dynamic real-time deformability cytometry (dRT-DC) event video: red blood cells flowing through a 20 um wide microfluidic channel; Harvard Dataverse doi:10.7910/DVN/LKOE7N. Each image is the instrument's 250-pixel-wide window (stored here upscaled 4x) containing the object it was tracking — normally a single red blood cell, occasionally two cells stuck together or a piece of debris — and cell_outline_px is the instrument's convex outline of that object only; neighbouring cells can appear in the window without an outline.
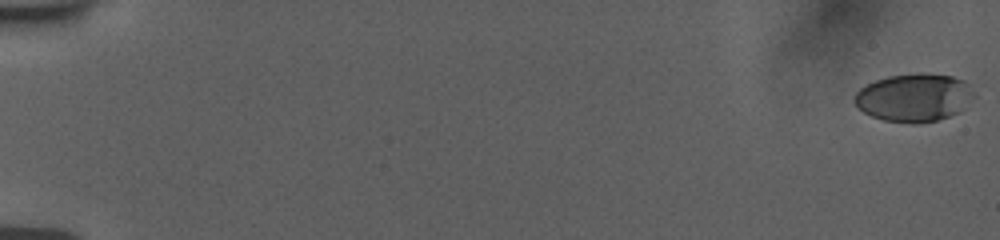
{"species": "human", "species_latin": "Homo sapiens", "temperature_condition": "room temperature", "stored_images_in_passage": 13, "camera_frame_rate_fps": 3000, "um_per_image_px": 0.085, "donor": {"sex": "female"}, "frame": {"image": 1, "passage_image": 1, "time_ms": 0.0, "image_size_px": [1000, 240], "cell_outline_px": [[976, 96], [960, 112], [936, 120], [920, 124], [908, 124], [884, 120], [872, 116], [864, 112], [852, 100], [856, 92], [860, 88], [876, 80], [888, 76], [920, 72], [952, 76], [964, 80], [968, 84]], "centroid_in_image_um": [77.71, 8.29], "position_along_channel_um": 7.3, "area_um2": 33.76}}
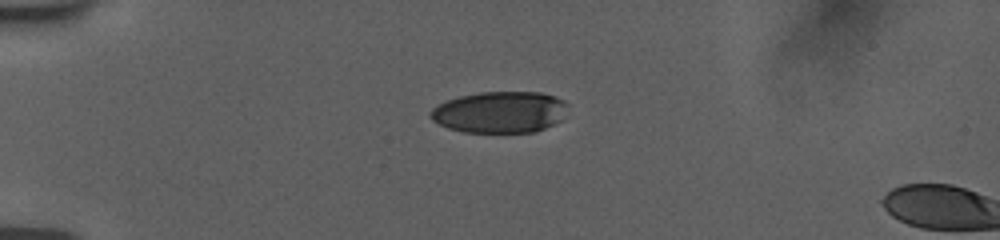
{"frame": {"image": 2, "passage_image": 11, "time_ms": 5.0, "image_size_px": [1000, 240], "cell_outline_px": [[568, 104], [560, 120], [536, 132], [464, 132], [448, 128], [432, 120], [428, 116], [428, 112], [432, 108], [448, 100], [460, 96], [480, 92], [540, 92], [556, 96], [564, 100]], "centroid_in_image_um": [42.47, 9.52], "position_along_channel_um": 42.5, "area_um2": 33.12}}